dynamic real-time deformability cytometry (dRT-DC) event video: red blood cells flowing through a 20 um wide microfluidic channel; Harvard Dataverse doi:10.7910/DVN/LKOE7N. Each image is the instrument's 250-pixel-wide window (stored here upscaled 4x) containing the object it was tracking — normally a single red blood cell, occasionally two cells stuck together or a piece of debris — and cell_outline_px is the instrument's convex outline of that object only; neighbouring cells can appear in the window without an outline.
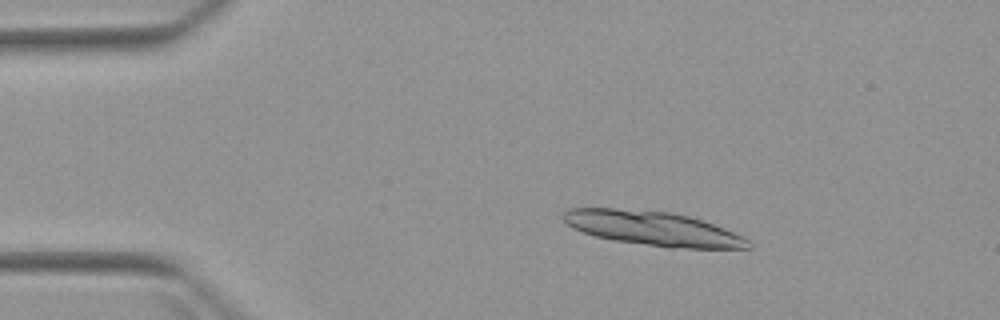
{"species": "Egyptian fruit bat (a non-hibernating species)", "species_latin": "Rousettus aegyptiacus", "temperature_condition": "warm", "stored_images_in_passage": 4, "camera_frame_rate_fps": 3000, "um_per_image_px": 0.085, "animal": {"sex": "female"}, "frame": {"image": 1, "passage_image": 3, "time_ms": 2.333, "image_size_px": [1000, 320], "cell_outline_px": [[752, 248], [668, 248], [612, 240], [596, 236], [572, 228], [560, 216], [568, 208], [616, 208], [672, 212], [704, 220], [724, 228], [748, 240], [752, 244]], "centroid_in_image_um": [55.47, 19.42], "position_along_channel_um": 29.5, "area_um2": 36.99}}